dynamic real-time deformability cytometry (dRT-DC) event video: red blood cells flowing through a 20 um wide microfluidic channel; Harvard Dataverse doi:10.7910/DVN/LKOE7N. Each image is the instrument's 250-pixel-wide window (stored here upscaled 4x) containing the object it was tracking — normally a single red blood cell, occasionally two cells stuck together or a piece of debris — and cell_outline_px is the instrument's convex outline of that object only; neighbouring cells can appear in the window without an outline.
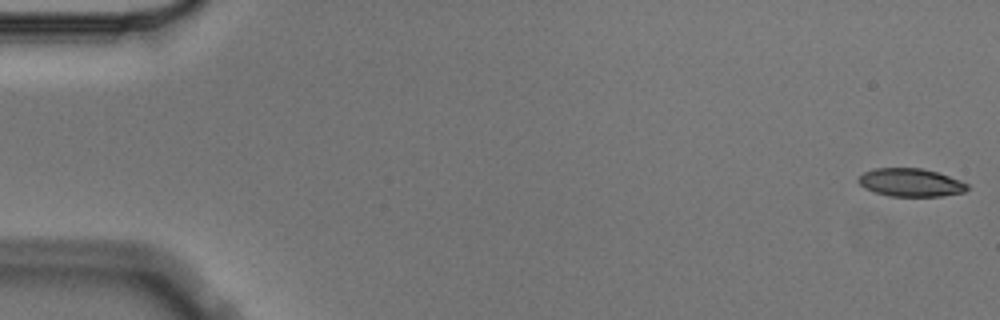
{"species": "Egyptian fruit bat (a non-hibernating species)", "species_latin": "Rousettus aegyptiacus", "temperature_condition": "cold", "stored_images_in_passage": 4, "camera_frame_rate_fps": 3000, "um_per_image_px": 0.085, "animal": {"sex": "male"}, "frame": {"image": 1, "passage_image": 1, "time_ms": 0.0, "image_size_px": [1000, 320], "cell_outline_px": [[968, 188], [964, 192], [944, 196], [888, 196], [872, 192], [864, 188], [856, 180], [864, 172], [876, 168], [920, 168], [936, 172], [960, 180], [968, 184]], "centroid_in_image_um": [77.38, 15.52], "position_along_channel_um": 7.6, "area_um2": 17.86}}
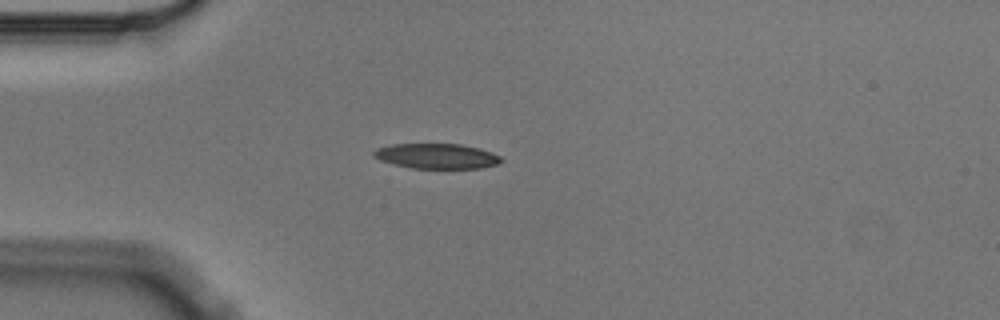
{"frame": {"image": 2, "passage_image": 4, "time_ms": 1.0, "image_size_px": [1000, 320], "cell_outline_px": [[504, 160], [500, 164], [480, 168], [412, 168], [380, 160], [372, 156], [372, 152], [376, 148], [392, 144], [460, 144], [480, 148], [492, 152], [500, 156]], "centroid_in_image_um": [37.15, 13.26], "position_along_channel_um": 47.9, "area_um2": 18.73}}